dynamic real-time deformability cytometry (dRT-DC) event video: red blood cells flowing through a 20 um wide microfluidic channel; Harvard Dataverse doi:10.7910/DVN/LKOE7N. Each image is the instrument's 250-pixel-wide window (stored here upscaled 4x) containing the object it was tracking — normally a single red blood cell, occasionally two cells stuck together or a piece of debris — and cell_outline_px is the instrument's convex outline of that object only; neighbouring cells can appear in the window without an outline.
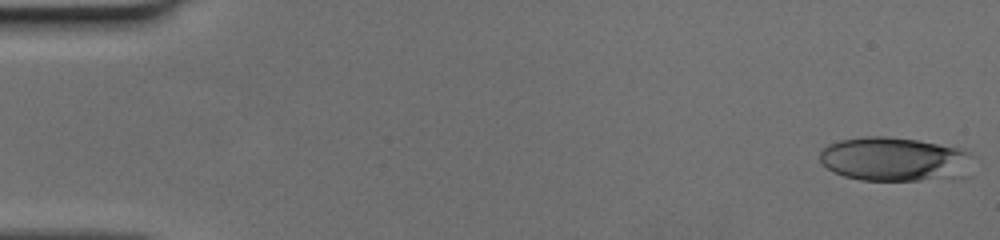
{"species": "human", "species_latin": "Homo sapiens", "temperature_condition": "cold", "stored_images_in_passage": 12, "camera_frame_rate_fps": 3000, "um_per_image_px": 0.085, "donor": {"sex": "female"}, "frame": {"image": 1, "passage_image": 1, "time_ms": 0.0, "image_size_px": [1000, 240], "cell_outline_px": [[972, 176], [920, 180], [860, 180], [844, 176], [832, 172], [820, 160], [820, 152], [828, 144], [840, 140], [864, 136], [888, 136], [916, 140], [964, 148], [972, 152]], "centroid_in_image_um": [76.13, 13.54], "position_along_channel_um": 8.9, "area_um2": 40.06}}